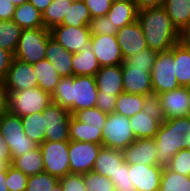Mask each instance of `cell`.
Here are the masks:
<instances>
[{"label":"cell","instance_id":"1","mask_svg":"<svg viewBox=\"0 0 190 191\" xmlns=\"http://www.w3.org/2000/svg\"><path fill=\"white\" fill-rule=\"evenodd\" d=\"M52 102L68 110L77 111L96 107L98 88L93 76L61 77L53 92Z\"/></svg>","mask_w":190,"mask_h":191},{"label":"cell","instance_id":"2","mask_svg":"<svg viewBox=\"0 0 190 191\" xmlns=\"http://www.w3.org/2000/svg\"><path fill=\"white\" fill-rule=\"evenodd\" d=\"M137 20L149 49L167 51L180 42V32L172 24L163 6L138 10Z\"/></svg>","mask_w":190,"mask_h":191},{"label":"cell","instance_id":"3","mask_svg":"<svg viewBox=\"0 0 190 191\" xmlns=\"http://www.w3.org/2000/svg\"><path fill=\"white\" fill-rule=\"evenodd\" d=\"M190 133V116L165 120L159 127L154 140L158 165L167 166L172 157L184 149L182 139Z\"/></svg>","mask_w":190,"mask_h":191},{"label":"cell","instance_id":"4","mask_svg":"<svg viewBox=\"0 0 190 191\" xmlns=\"http://www.w3.org/2000/svg\"><path fill=\"white\" fill-rule=\"evenodd\" d=\"M0 133L9 147L12 160L38 146L25 134L21 117L8 111L0 115Z\"/></svg>","mask_w":190,"mask_h":191},{"label":"cell","instance_id":"5","mask_svg":"<svg viewBox=\"0 0 190 191\" xmlns=\"http://www.w3.org/2000/svg\"><path fill=\"white\" fill-rule=\"evenodd\" d=\"M51 103V94L43 91L40 87L7 92V111L20 117L42 112Z\"/></svg>","mask_w":190,"mask_h":191},{"label":"cell","instance_id":"6","mask_svg":"<svg viewBox=\"0 0 190 191\" xmlns=\"http://www.w3.org/2000/svg\"><path fill=\"white\" fill-rule=\"evenodd\" d=\"M50 37V30L46 28L23 29L13 54L14 58L29 64L45 59Z\"/></svg>","mask_w":190,"mask_h":191},{"label":"cell","instance_id":"7","mask_svg":"<svg viewBox=\"0 0 190 191\" xmlns=\"http://www.w3.org/2000/svg\"><path fill=\"white\" fill-rule=\"evenodd\" d=\"M135 139L128 117L115 112L107 114L106 123L102 130L103 147L123 151Z\"/></svg>","mask_w":190,"mask_h":191},{"label":"cell","instance_id":"8","mask_svg":"<svg viewBox=\"0 0 190 191\" xmlns=\"http://www.w3.org/2000/svg\"><path fill=\"white\" fill-rule=\"evenodd\" d=\"M174 46L167 51L157 52L151 69L153 93L161 94L178 88L175 76Z\"/></svg>","mask_w":190,"mask_h":191},{"label":"cell","instance_id":"9","mask_svg":"<svg viewBox=\"0 0 190 191\" xmlns=\"http://www.w3.org/2000/svg\"><path fill=\"white\" fill-rule=\"evenodd\" d=\"M39 146L42 151L44 172L58 178L70 174L69 141H44Z\"/></svg>","mask_w":190,"mask_h":191},{"label":"cell","instance_id":"10","mask_svg":"<svg viewBox=\"0 0 190 191\" xmlns=\"http://www.w3.org/2000/svg\"><path fill=\"white\" fill-rule=\"evenodd\" d=\"M42 113L46 127L44 141H70L69 122L72 114L53 102Z\"/></svg>","mask_w":190,"mask_h":191},{"label":"cell","instance_id":"11","mask_svg":"<svg viewBox=\"0 0 190 191\" xmlns=\"http://www.w3.org/2000/svg\"><path fill=\"white\" fill-rule=\"evenodd\" d=\"M50 33L54 40L73 54L91 48L89 27L58 25L53 27Z\"/></svg>","mask_w":190,"mask_h":191},{"label":"cell","instance_id":"12","mask_svg":"<svg viewBox=\"0 0 190 191\" xmlns=\"http://www.w3.org/2000/svg\"><path fill=\"white\" fill-rule=\"evenodd\" d=\"M101 147V144L70 140L68 153L70 173L86 174L93 170Z\"/></svg>","mask_w":190,"mask_h":191},{"label":"cell","instance_id":"13","mask_svg":"<svg viewBox=\"0 0 190 191\" xmlns=\"http://www.w3.org/2000/svg\"><path fill=\"white\" fill-rule=\"evenodd\" d=\"M3 82L6 92H18L38 87L37 74L33 65L16 58H13Z\"/></svg>","mask_w":190,"mask_h":191},{"label":"cell","instance_id":"14","mask_svg":"<svg viewBox=\"0 0 190 191\" xmlns=\"http://www.w3.org/2000/svg\"><path fill=\"white\" fill-rule=\"evenodd\" d=\"M160 95L162 111L166 120L190 116V89L187 86L163 92Z\"/></svg>","mask_w":190,"mask_h":191},{"label":"cell","instance_id":"15","mask_svg":"<svg viewBox=\"0 0 190 191\" xmlns=\"http://www.w3.org/2000/svg\"><path fill=\"white\" fill-rule=\"evenodd\" d=\"M90 43L100 67L123 64L124 58L116 35L91 36Z\"/></svg>","mask_w":190,"mask_h":191},{"label":"cell","instance_id":"16","mask_svg":"<svg viewBox=\"0 0 190 191\" xmlns=\"http://www.w3.org/2000/svg\"><path fill=\"white\" fill-rule=\"evenodd\" d=\"M131 186L136 191H158L161 183L163 166L129 164Z\"/></svg>","mask_w":190,"mask_h":191},{"label":"cell","instance_id":"17","mask_svg":"<svg viewBox=\"0 0 190 191\" xmlns=\"http://www.w3.org/2000/svg\"><path fill=\"white\" fill-rule=\"evenodd\" d=\"M116 38L124 59L148 48L138 20L120 28L116 33Z\"/></svg>","mask_w":190,"mask_h":191},{"label":"cell","instance_id":"18","mask_svg":"<svg viewBox=\"0 0 190 191\" xmlns=\"http://www.w3.org/2000/svg\"><path fill=\"white\" fill-rule=\"evenodd\" d=\"M128 164L158 165L154 138L135 139L123 150Z\"/></svg>","mask_w":190,"mask_h":191},{"label":"cell","instance_id":"19","mask_svg":"<svg viewBox=\"0 0 190 191\" xmlns=\"http://www.w3.org/2000/svg\"><path fill=\"white\" fill-rule=\"evenodd\" d=\"M98 91L119 96L124 93L122 65L101 67L95 75Z\"/></svg>","mask_w":190,"mask_h":191},{"label":"cell","instance_id":"20","mask_svg":"<svg viewBox=\"0 0 190 191\" xmlns=\"http://www.w3.org/2000/svg\"><path fill=\"white\" fill-rule=\"evenodd\" d=\"M124 92L148 95L153 93L151 73L144 68H122Z\"/></svg>","mask_w":190,"mask_h":191},{"label":"cell","instance_id":"21","mask_svg":"<svg viewBox=\"0 0 190 191\" xmlns=\"http://www.w3.org/2000/svg\"><path fill=\"white\" fill-rule=\"evenodd\" d=\"M45 58L57 70L60 77L73 76V53L68 52L52 37L48 39Z\"/></svg>","mask_w":190,"mask_h":191},{"label":"cell","instance_id":"22","mask_svg":"<svg viewBox=\"0 0 190 191\" xmlns=\"http://www.w3.org/2000/svg\"><path fill=\"white\" fill-rule=\"evenodd\" d=\"M123 151L101 147L93 165V171L111 179L124 162Z\"/></svg>","mask_w":190,"mask_h":191},{"label":"cell","instance_id":"23","mask_svg":"<svg viewBox=\"0 0 190 191\" xmlns=\"http://www.w3.org/2000/svg\"><path fill=\"white\" fill-rule=\"evenodd\" d=\"M106 16L119 30L137 20L138 9L136 4L132 2L113 1Z\"/></svg>","mask_w":190,"mask_h":191},{"label":"cell","instance_id":"24","mask_svg":"<svg viewBox=\"0 0 190 191\" xmlns=\"http://www.w3.org/2000/svg\"><path fill=\"white\" fill-rule=\"evenodd\" d=\"M69 137L72 141L89 142L102 145L101 127L87 126L78 121L73 115L69 122Z\"/></svg>","mask_w":190,"mask_h":191},{"label":"cell","instance_id":"25","mask_svg":"<svg viewBox=\"0 0 190 191\" xmlns=\"http://www.w3.org/2000/svg\"><path fill=\"white\" fill-rule=\"evenodd\" d=\"M12 20L22 29L44 28L42 14L29 1L16 6Z\"/></svg>","mask_w":190,"mask_h":191},{"label":"cell","instance_id":"26","mask_svg":"<svg viewBox=\"0 0 190 191\" xmlns=\"http://www.w3.org/2000/svg\"><path fill=\"white\" fill-rule=\"evenodd\" d=\"M32 65L37 74L38 87L52 95L61 78L57 70L46 58Z\"/></svg>","mask_w":190,"mask_h":191},{"label":"cell","instance_id":"27","mask_svg":"<svg viewBox=\"0 0 190 191\" xmlns=\"http://www.w3.org/2000/svg\"><path fill=\"white\" fill-rule=\"evenodd\" d=\"M11 165L21 170L28 177L44 172V162L40 146L38 145L22 156L15 157Z\"/></svg>","mask_w":190,"mask_h":191},{"label":"cell","instance_id":"28","mask_svg":"<svg viewBox=\"0 0 190 191\" xmlns=\"http://www.w3.org/2000/svg\"><path fill=\"white\" fill-rule=\"evenodd\" d=\"M130 127L136 139L154 138L161 123L139 111L129 118Z\"/></svg>","mask_w":190,"mask_h":191},{"label":"cell","instance_id":"29","mask_svg":"<svg viewBox=\"0 0 190 191\" xmlns=\"http://www.w3.org/2000/svg\"><path fill=\"white\" fill-rule=\"evenodd\" d=\"M73 76H93L100 70L97 57L91 48L73 54Z\"/></svg>","mask_w":190,"mask_h":191},{"label":"cell","instance_id":"30","mask_svg":"<svg viewBox=\"0 0 190 191\" xmlns=\"http://www.w3.org/2000/svg\"><path fill=\"white\" fill-rule=\"evenodd\" d=\"M175 76L180 86L190 85V47L178 42L174 45Z\"/></svg>","mask_w":190,"mask_h":191},{"label":"cell","instance_id":"31","mask_svg":"<svg viewBox=\"0 0 190 191\" xmlns=\"http://www.w3.org/2000/svg\"><path fill=\"white\" fill-rule=\"evenodd\" d=\"M163 7L179 32L190 23V0H166Z\"/></svg>","mask_w":190,"mask_h":191},{"label":"cell","instance_id":"32","mask_svg":"<svg viewBox=\"0 0 190 191\" xmlns=\"http://www.w3.org/2000/svg\"><path fill=\"white\" fill-rule=\"evenodd\" d=\"M22 125L25 134L40 145L44 142L45 137V117L42 112L25 115L21 117Z\"/></svg>","mask_w":190,"mask_h":191},{"label":"cell","instance_id":"33","mask_svg":"<svg viewBox=\"0 0 190 191\" xmlns=\"http://www.w3.org/2000/svg\"><path fill=\"white\" fill-rule=\"evenodd\" d=\"M144 100V95L124 92L116 98L114 112L130 118L143 110Z\"/></svg>","mask_w":190,"mask_h":191},{"label":"cell","instance_id":"34","mask_svg":"<svg viewBox=\"0 0 190 191\" xmlns=\"http://www.w3.org/2000/svg\"><path fill=\"white\" fill-rule=\"evenodd\" d=\"M71 0H53L42 14L44 28L51 30L53 27L61 25Z\"/></svg>","mask_w":190,"mask_h":191},{"label":"cell","instance_id":"35","mask_svg":"<svg viewBox=\"0 0 190 191\" xmlns=\"http://www.w3.org/2000/svg\"><path fill=\"white\" fill-rule=\"evenodd\" d=\"M22 30L13 20H0V48L14 54Z\"/></svg>","mask_w":190,"mask_h":191},{"label":"cell","instance_id":"36","mask_svg":"<svg viewBox=\"0 0 190 191\" xmlns=\"http://www.w3.org/2000/svg\"><path fill=\"white\" fill-rule=\"evenodd\" d=\"M158 191H190V176H184L163 167Z\"/></svg>","mask_w":190,"mask_h":191},{"label":"cell","instance_id":"37","mask_svg":"<svg viewBox=\"0 0 190 191\" xmlns=\"http://www.w3.org/2000/svg\"><path fill=\"white\" fill-rule=\"evenodd\" d=\"M91 20V14L85 2H72L68 6L67 14H65L61 25L72 27H88Z\"/></svg>","mask_w":190,"mask_h":191},{"label":"cell","instance_id":"38","mask_svg":"<svg viewBox=\"0 0 190 191\" xmlns=\"http://www.w3.org/2000/svg\"><path fill=\"white\" fill-rule=\"evenodd\" d=\"M157 52L152 49H144L141 52L126 57L122 64V68H144L146 71L151 72Z\"/></svg>","mask_w":190,"mask_h":191},{"label":"cell","instance_id":"39","mask_svg":"<svg viewBox=\"0 0 190 191\" xmlns=\"http://www.w3.org/2000/svg\"><path fill=\"white\" fill-rule=\"evenodd\" d=\"M58 183V177L42 172L28 177L26 191H50Z\"/></svg>","mask_w":190,"mask_h":191},{"label":"cell","instance_id":"40","mask_svg":"<svg viewBox=\"0 0 190 191\" xmlns=\"http://www.w3.org/2000/svg\"><path fill=\"white\" fill-rule=\"evenodd\" d=\"M73 116L78 121L86 123L87 126L101 127V130H103L106 123L107 113L93 107L77 111Z\"/></svg>","mask_w":190,"mask_h":191},{"label":"cell","instance_id":"41","mask_svg":"<svg viewBox=\"0 0 190 191\" xmlns=\"http://www.w3.org/2000/svg\"><path fill=\"white\" fill-rule=\"evenodd\" d=\"M84 183L87 191H115L111 179L93 170L84 174Z\"/></svg>","mask_w":190,"mask_h":191},{"label":"cell","instance_id":"42","mask_svg":"<svg viewBox=\"0 0 190 191\" xmlns=\"http://www.w3.org/2000/svg\"><path fill=\"white\" fill-rule=\"evenodd\" d=\"M111 181L115 191H136L135 186H131L129 164L125 161L119 166Z\"/></svg>","mask_w":190,"mask_h":191},{"label":"cell","instance_id":"43","mask_svg":"<svg viewBox=\"0 0 190 191\" xmlns=\"http://www.w3.org/2000/svg\"><path fill=\"white\" fill-rule=\"evenodd\" d=\"M88 27L91 32V36L116 35L118 32V29L113 26L106 15L91 18Z\"/></svg>","mask_w":190,"mask_h":191},{"label":"cell","instance_id":"44","mask_svg":"<svg viewBox=\"0 0 190 191\" xmlns=\"http://www.w3.org/2000/svg\"><path fill=\"white\" fill-rule=\"evenodd\" d=\"M142 111L143 113H147L149 117L158 120L161 124L166 120L162 111L159 94L151 93L145 95Z\"/></svg>","mask_w":190,"mask_h":191},{"label":"cell","instance_id":"45","mask_svg":"<svg viewBox=\"0 0 190 191\" xmlns=\"http://www.w3.org/2000/svg\"><path fill=\"white\" fill-rule=\"evenodd\" d=\"M167 167L184 176H190V150L185 148L175 154Z\"/></svg>","mask_w":190,"mask_h":191},{"label":"cell","instance_id":"46","mask_svg":"<svg viewBox=\"0 0 190 191\" xmlns=\"http://www.w3.org/2000/svg\"><path fill=\"white\" fill-rule=\"evenodd\" d=\"M28 176L11 164L7 168L6 185L9 191H26Z\"/></svg>","mask_w":190,"mask_h":191},{"label":"cell","instance_id":"47","mask_svg":"<svg viewBox=\"0 0 190 191\" xmlns=\"http://www.w3.org/2000/svg\"><path fill=\"white\" fill-rule=\"evenodd\" d=\"M63 191H87L84 183V174H67L59 178Z\"/></svg>","mask_w":190,"mask_h":191},{"label":"cell","instance_id":"48","mask_svg":"<svg viewBox=\"0 0 190 191\" xmlns=\"http://www.w3.org/2000/svg\"><path fill=\"white\" fill-rule=\"evenodd\" d=\"M84 2L90 11L91 18H95L107 15L113 0H85Z\"/></svg>","mask_w":190,"mask_h":191},{"label":"cell","instance_id":"49","mask_svg":"<svg viewBox=\"0 0 190 191\" xmlns=\"http://www.w3.org/2000/svg\"><path fill=\"white\" fill-rule=\"evenodd\" d=\"M117 96L103 94L98 91L96 108L107 114L113 113Z\"/></svg>","mask_w":190,"mask_h":191},{"label":"cell","instance_id":"50","mask_svg":"<svg viewBox=\"0 0 190 191\" xmlns=\"http://www.w3.org/2000/svg\"><path fill=\"white\" fill-rule=\"evenodd\" d=\"M14 56L10 51L0 48V79L3 80L10 68Z\"/></svg>","mask_w":190,"mask_h":191},{"label":"cell","instance_id":"51","mask_svg":"<svg viewBox=\"0 0 190 191\" xmlns=\"http://www.w3.org/2000/svg\"><path fill=\"white\" fill-rule=\"evenodd\" d=\"M15 8L10 0H0V20H12Z\"/></svg>","mask_w":190,"mask_h":191},{"label":"cell","instance_id":"52","mask_svg":"<svg viewBox=\"0 0 190 191\" xmlns=\"http://www.w3.org/2000/svg\"><path fill=\"white\" fill-rule=\"evenodd\" d=\"M166 0H135V4L138 10L161 7L164 6Z\"/></svg>","mask_w":190,"mask_h":191},{"label":"cell","instance_id":"53","mask_svg":"<svg viewBox=\"0 0 190 191\" xmlns=\"http://www.w3.org/2000/svg\"><path fill=\"white\" fill-rule=\"evenodd\" d=\"M0 158H3L4 160H6L9 164L12 163L9 147L4 142V139L1 133H0Z\"/></svg>","mask_w":190,"mask_h":191},{"label":"cell","instance_id":"54","mask_svg":"<svg viewBox=\"0 0 190 191\" xmlns=\"http://www.w3.org/2000/svg\"><path fill=\"white\" fill-rule=\"evenodd\" d=\"M7 111V92L4 82L0 79V115Z\"/></svg>","mask_w":190,"mask_h":191},{"label":"cell","instance_id":"55","mask_svg":"<svg viewBox=\"0 0 190 191\" xmlns=\"http://www.w3.org/2000/svg\"><path fill=\"white\" fill-rule=\"evenodd\" d=\"M41 14L52 3L53 0H28Z\"/></svg>","mask_w":190,"mask_h":191},{"label":"cell","instance_id":"56","mask_svg":"<svg viewBox=\"0 0 190 191\" xmlns=\"http://www.w3.org/2000/svg\"><path fill=\"white\" fill-rule=\"evenodd\" d=\"M180 42L190 47V23L180 32Z\"/></svg>","mask_w":190,"mask_h":191},{"label":"cell","instance_id":"57","mask_svg":"<svg viewBox=\"0 0 190 191\" xmlns=\"http://www.w3.org/2000/svg\"><path fill=\"white\" fill-rule=\"evenodd\" d=\"M7 169L0 171V191H9L6 185Z\"/></svg>","mask_w":190,"mask_h":191},{"label":"cell","instance_id":"58","mask_svg":"<svg viewBox=\"0 0 190 191\" xmlns=\"http://www.w3.org/2000/svg\"><path fill=\"white\" fill-rule=\"evenodd\" d=\"M184 144V149L187 148L190 150V133L185 136V139L181 140Z\"/></svg>","mask_w":190,"mask_h":191},{"label":"cell","instance_id":"59","mask_svg":"<svg viewBox=\"0 0 190 191\" xmlns=\"http://www.w3.org/2000/svg\"><path fill=\"white\" fill-rule=\"evenodd\" d=\"M10 164L4 160L3 158H0V171L6 170Z\"/></svg>","mask_w":190,"mask_h":191},{"label":"cell","instance_id":"60","mask_svg":"<svg viewBox=\"0 0 190 191\" xmlns=\"http://www.w3.org/2000/svg\"><path fill=\"white\" fill-rule=\"evenodd\" d=\"M15 6L22 5L23 3L27 2L28 0H10Z\"/></svg>","mask_w":190,"mask_h":191},{"label":"cell","instance_id":"61","mask_svg":"<svg viewBox=\"0 0 190 191\" xmlns=\"http://www.w3.org/2000/svg\"><path fill=\"white\" fill-rule=\"evenodd\" d=\"M50 191H63L60 183L56 184Z\"/></svg>","mask_w":190,"mask_h":191},{"label":"cell","instance_id":"62","mask_svg":"<svg viewBox=\"0 0 190 191\" xmlns=\"http://www.w3.org/2000/svg\"><path fill=\"white\" fill-rule=\"evenodd\" d=\"M113 1H119V2H132V3H135V0H113Z\"/></svg>","mask_w":190,"mask_h":191},{"label":"cell","instance_id":"63","mask_svg":"<svg viewBox=\"0 0 190 191\" xmlns=\"http://www.w3.org/2000/svg\"><path fill=\"white\" fill-rule=\"evenodd\" d=\"M72 2H84L85 0H71Z\"/></svg>","mask_w":190,"mask_h":191}]
</instances>
